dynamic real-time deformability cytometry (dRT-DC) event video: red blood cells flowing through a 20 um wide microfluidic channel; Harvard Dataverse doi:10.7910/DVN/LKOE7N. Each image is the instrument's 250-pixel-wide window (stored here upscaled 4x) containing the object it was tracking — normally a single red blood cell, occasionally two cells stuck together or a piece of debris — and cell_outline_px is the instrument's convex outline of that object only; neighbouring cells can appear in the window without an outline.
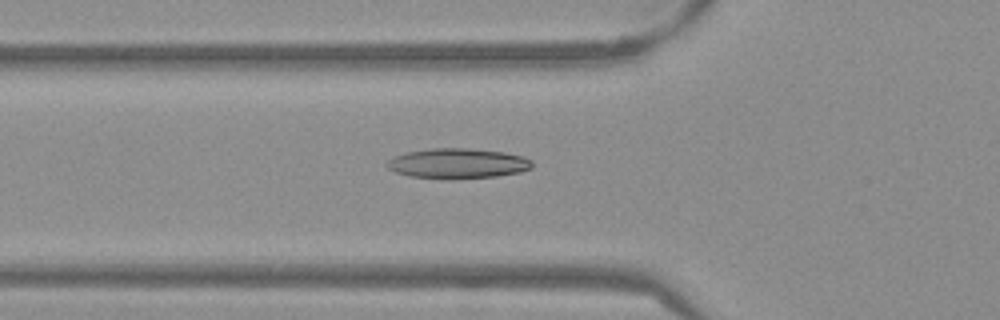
{"species": "Egyptian fruit bat (a non-hibernating species)", "species_latin": "Rousettus aegyptiacus", "temperature_condition": "warm", "stored_images_in_passage": 53, "camera_frame_rate_fps": 3000, "um_per_image_px": 0.085, "frame": {"image": 1, "passage_image": 19, "time_ms": 6.0, "image_size_px": [1000, 320], "cell_outline_px": [[532, 168], [520, 172], [496, 176], [448, 180], [408, 176], [396, 172], [388, 168], [384, 164], [392, 156], [408, 152], [432, 148], [468, 148], [504, 152], [524, 156], [532, 160]], "centroid_in_image_um": [38.89, 13.9], "position_along_channel_um": 86.9, "area_um2": 25.84}}
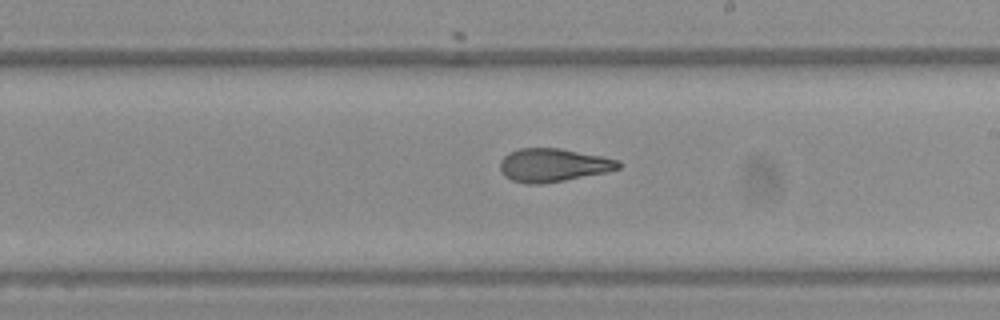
{"frame": {"image": 2, "passage_image": 31, "time_ms": 10.0, "image_size_px": [1000, 320], "cell_outline_px": [[620, 168], [608, 172], [564, 180], [540, 184], [528, 184], [512, 180], [504, 176], [500, 172], [500, 160], [508, 152], [520, 148], [560, 148], [604, 156], [620, 160]], "centroid_in_image_um": [47.02, 14.03], "position_along_channel_um": 242.0, "area_um2": 23.18}}
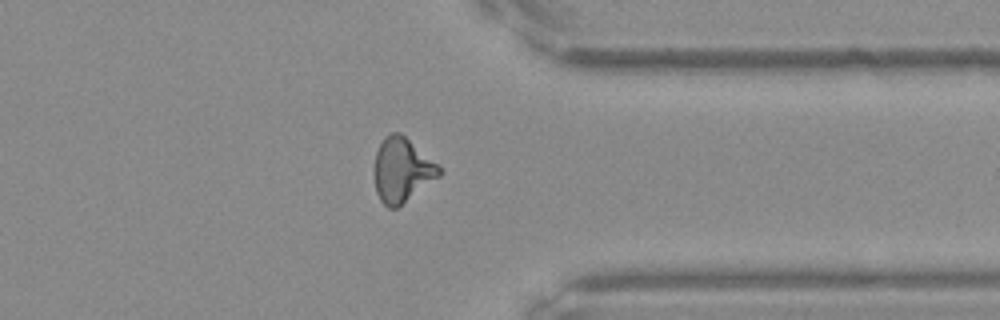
{"frame": {"image": 3, "passage_image": 42, "time_ms": 13.667, "image_size_px": [1000, 320], "cell_outline_px": [[444, 172], [440, 176], [396, 208], [388, 208], [380, 200], [376, 192], [372, 172], [376, 152], [384, 136], [392, 132], [400, 132], [436, 164]], "centroid_in_image_um": [34.12, 14.46], "position_along_channel_um": 377.3, "area_um2": 24.22}, "authors_computed_cell_mechanics": {"area_um2": 24.0448, "velocity_mm_per_s": 3.8539, "shape_relaxation_time_tau1_ms": null, "shape_relaxation_time_tau2_ms": 1.9851, "deformation_change_tau1": null, "deformation_change_tau2": 0.1084}}